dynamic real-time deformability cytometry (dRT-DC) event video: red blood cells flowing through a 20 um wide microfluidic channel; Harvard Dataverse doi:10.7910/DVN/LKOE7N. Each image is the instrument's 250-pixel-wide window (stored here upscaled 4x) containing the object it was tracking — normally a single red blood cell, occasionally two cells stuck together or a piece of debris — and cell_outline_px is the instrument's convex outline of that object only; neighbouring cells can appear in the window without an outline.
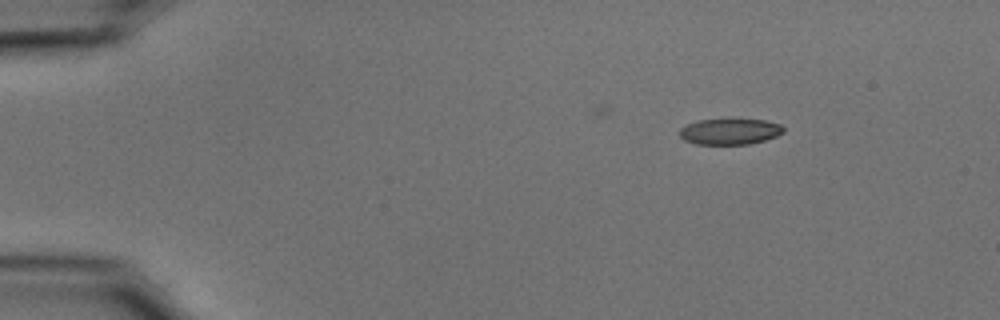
{"species": "common noctule bat (a hibernating species)", "species_latin": "Nyctalus noctula", "temperature_condition": "cold", "stored_images_in_passage": 48, "camera_frame_rate_fps": 3000, "um_per_image_px": 0.085, "animal": {"sex": "male", "body_mass_g": 15.6}, "frame": {"image": 1, "passage_image": 1, "time_ms": 0.0, "image_size_px": [1000, 320], "cell_outline_px": [[784, 132], [776, 136], [764, 140], [748, 144], [696, 144], [684, 140], [680, 136], [680, 128], [696, 120], [764, 120], [780, 124], [784, 128]], "centroid_in_image_um": [62.03, 11.19], "position_along_channel_um": 23.0, "area_um2": 15.49}}
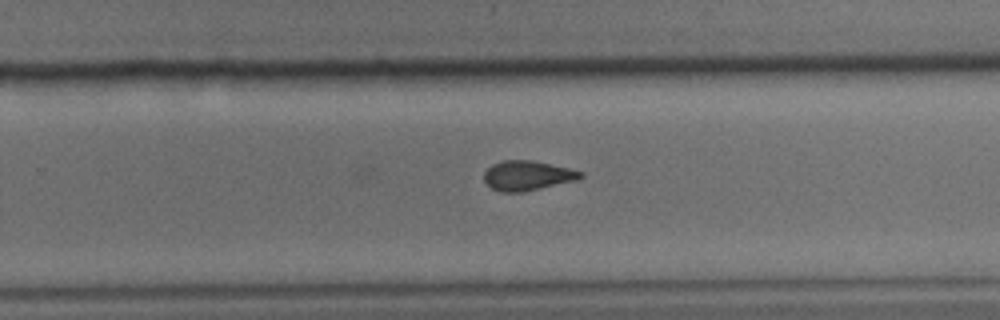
{"frame": {"image": 2, "passage_image": 29, "time_ms": 9.333, "image_size_px": [1000, 320], "cell_outline_px": [[584, 176], [576, 180], [524, 192], [500, 192], [492, 188], [484, 180], [484, 172], [492, 164], [504, 160], [532, 160], [568, 168], [584, 172]], "centroid_in_image_um": [44.82, 14.92], "position_along_channel_um": 285.0, "area_um2": 16.65}}
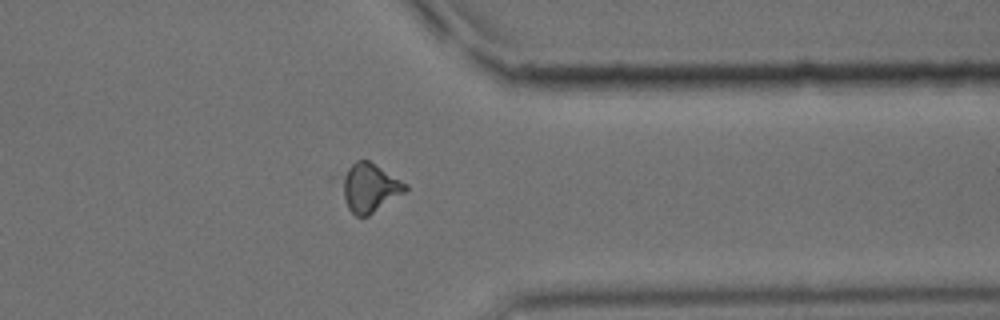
{"frame": {"image": 3, "passage_image": 37, "time_ms": 12.0, "image_size_px": [1000, 320], "cell_outline_px": [[408, 188], [404, 192], [368, 216], [356, 216], [348, 208], [344, 196], [344, 176], [348, 168], [356, 160], [368, 160], [408, 184]], "centroid_in_image_um": [31.46, 15.96], "position_along_channel_um": 379.9, "area_um2": 17.34}, "authors_computed_cell_mechanics": {"area_um2": 17.1666, "velocity_mm_per_s": 3.7163, "shape_relaxation_time_tau1_ms": null, "shape_relaxation_time_tau2_ms": 2.2729, "deformation_change_tau1": null, "deformation_change_tau2": 0.0941}}